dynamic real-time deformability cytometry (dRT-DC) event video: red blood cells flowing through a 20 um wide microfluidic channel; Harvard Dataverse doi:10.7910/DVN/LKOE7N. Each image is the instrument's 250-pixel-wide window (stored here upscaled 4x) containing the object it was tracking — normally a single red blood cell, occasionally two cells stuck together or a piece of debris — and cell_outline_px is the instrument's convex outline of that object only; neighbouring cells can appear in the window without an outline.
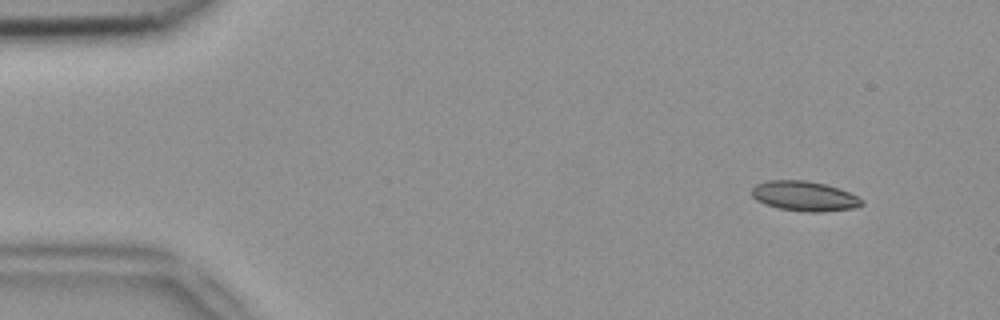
{"species": "common noctule bat (a hibernating species)", "species_latin": "Nyctalus noctula", "temperature_condition": "room temperature", "stored_images_in_passage": 52, "camera_frame_rate_fps": 3000, "um_per_image_px": 0.085, "animal": {"sex": "female", "body_mass_g": 18.4}, "frame": {"image": 1, "passage_image": 4, "time_ms": 1.0, "image_size_px": [1000, 320], "cell_outline_px": [[864, 204], [856, 208], [820, 212], [808, 212], [780, 208], [764, 204], [756, 200], [752, 196], [752, 188], [756, 184], [768, 180], [804, 180], [824, 184], [848, 192], [864, 200]], "centroid_in_image_um": [68.37, 16.67], "position_along_channel_um": 16.6, "area_um2": 19.07}}
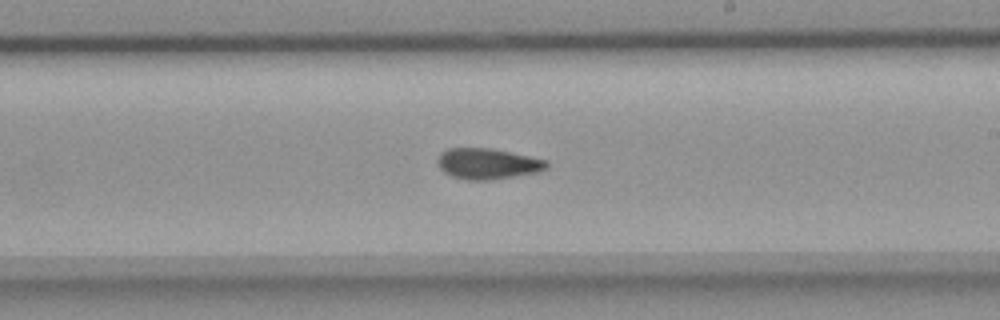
{"frame": {"image": 2, "passage_image": 30, "time_ms": 9.667, "image_size_px": [1000, 320], "cell_outline_px": [[548, 164], [544, 168], [536, 172], [492, 180], [468, 180], [452, 176], [444, 172], [440, 168], [436, 160], [448, 148], [492, 148], [528, 156], [544, 160]], "centroid_in_image_um": [41.4, 13.92], "position_along_channel_um": 247.6, "area_um2": 19.19}}
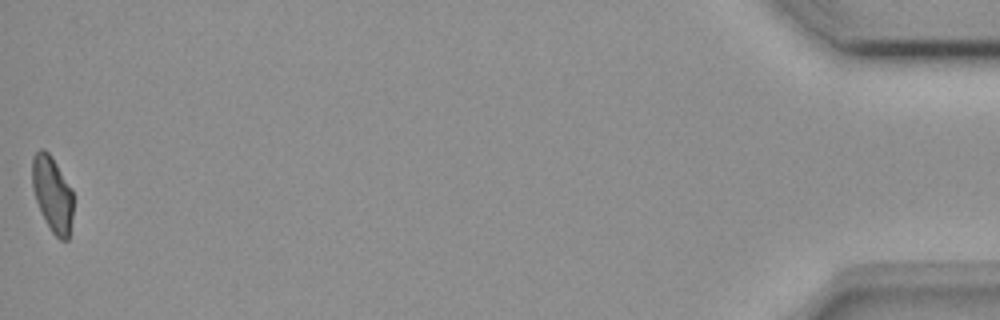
{"frame": {"image": 3, "passage_image": 52, "time_ms": 17.0, "image_size_px": [1000, 320], "cell_outline_px": [[72, 216], [68, 240], [60, 240], [52, 232], [40, 212], [32, 188], [32, 156], [40, 148], [44, 148], [48, 152], [56, 164], [72, 192]], "centroid_in_image_um": [4.42, 16.5], "position_along_channel_um": 430.8, "area_um2": 17.8}, "authors_computed_cell_mechanics": {"area_um2": 19.2185, "velocity_mm_per_s": 3.8191, "shape_relaxation_time_tau1_ms": null, "shape_relaxation_time_tau2_ms": 4.429, "deformation_change_tau1": null, "deformation_change_tau2": 0.097}}